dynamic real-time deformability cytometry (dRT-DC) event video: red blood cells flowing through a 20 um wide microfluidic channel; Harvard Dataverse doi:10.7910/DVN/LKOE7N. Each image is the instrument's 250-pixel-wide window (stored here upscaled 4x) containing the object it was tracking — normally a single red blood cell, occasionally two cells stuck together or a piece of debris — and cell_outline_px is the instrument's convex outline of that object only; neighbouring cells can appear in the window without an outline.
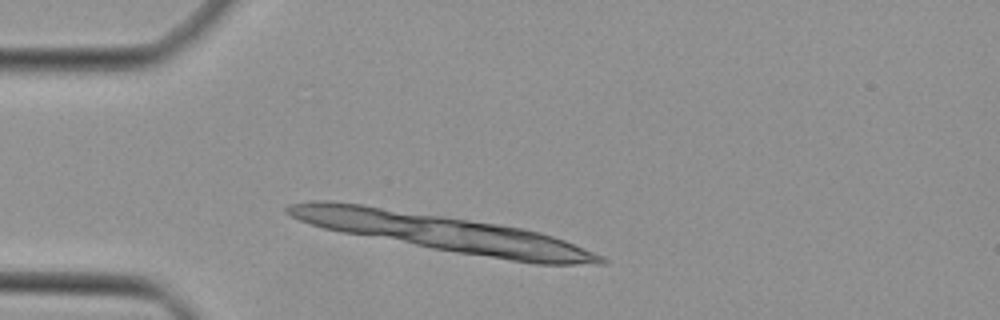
{"species": "Egyptian fruit bat (a non-hibernating species)", "species_latin": "Rousettus aegyptiacus", "temperature_condition": "cold", "stored_images_in_passage": 8, "segment_of_instrument_passage": [2, 2], "camera_frame_rate_fps": 3000, "um_per_image_px": 0.085, "animal": {"sex": "female"}, "frame": {"image": 1, "passage_image": 6, "time_ms": 1.667, "image_size_px": [1000, 320], "cell_outline_px": [[580, 260], [524, 260], [444, 248], [428, 244], [552, 240], [556, 240], [568, 244], [576, 248]], "centroid_in_image_um": [44.19, 21.22], "position_along_channel_um": 40.8, "area_um2": 14.16}}